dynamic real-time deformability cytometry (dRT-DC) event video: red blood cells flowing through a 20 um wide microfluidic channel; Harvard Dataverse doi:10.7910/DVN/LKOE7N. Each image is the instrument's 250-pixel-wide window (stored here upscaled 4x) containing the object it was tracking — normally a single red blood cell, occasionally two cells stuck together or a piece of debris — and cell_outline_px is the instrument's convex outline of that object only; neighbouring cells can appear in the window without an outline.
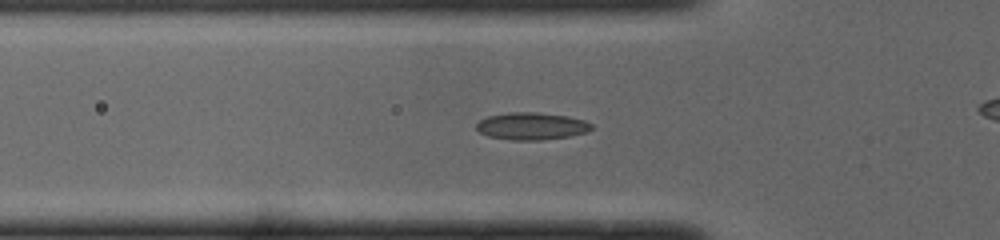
{"species": "common noctule bat (a hibernating species)", "species_latin": "Nyctalus noctula", "temperature_condition": "cold", "stored_images_in_passage": 39, "camera_frame_rate_fps": 3000, "um_per_image_px": 0.085, "animal": {"sex": "male", "body_mass_g": 19.0, "forearm_length_mm": 50.8}, "frame": {"image": 1, "passage_image": 15, "time_ms": 4.667, "image_size_px": [1000, 240], "cell_outline_px": [[592, 128], [588, 132], [568, 136], [540, 140], [512, 140], [488, 136], [480, 132], [476, 128], [476, 124], [480, 120], [488, 116], [508, 112], [536, 112], [568, 116], [584, 120], [592, 124]], "centroid_in_image_um": [45.18, 10.71], "position_along_channel_um": 80.6, "area_um2": 18.26}}
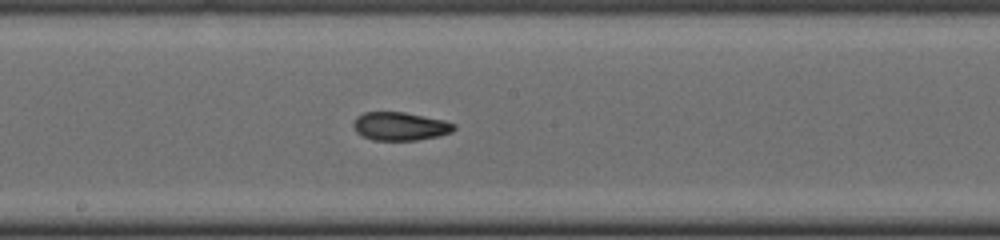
{"frame": {"image": 2, "passage_image": 25, "time_ms": 8.0, "image_size_px": [1000, 240], "cell_outline_px": [[456, 128], [452, 132], [440, 136], [416, 140], [372, 140], [360, 136], [356, 132], [352, 124], [356, 116], [364, 112], [404, 112], [444, 120], [456, 124]], "centroid_in_image_um": [34.0, 10.74], "position_along_channel_um": 214.2, "area_um2": 16.82}}
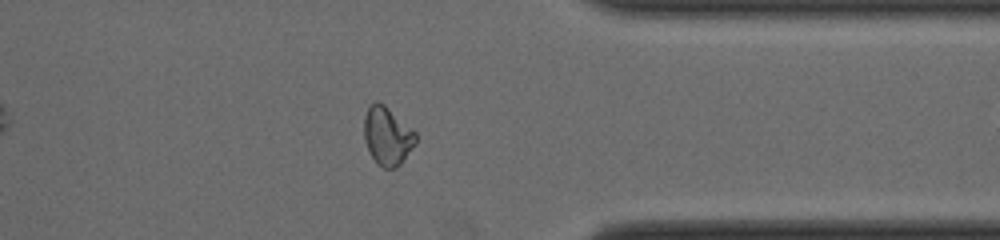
{"frame": {"image": 3, "passage_image": 38, "time_ms": 12.333, "image_size_px": [1000, 240], "cell_outline_px": [[416, 144], [400, 164], [396, 168], [384, 168], [372, 156], [364, 140], [364, 116], [368, 108], [376, 100], [384, 104], [416, 132]], "centroid_in_image_um": [32.93, 11.54], "position_along_channel_um": 378.5, "area_um2": 17.34}}